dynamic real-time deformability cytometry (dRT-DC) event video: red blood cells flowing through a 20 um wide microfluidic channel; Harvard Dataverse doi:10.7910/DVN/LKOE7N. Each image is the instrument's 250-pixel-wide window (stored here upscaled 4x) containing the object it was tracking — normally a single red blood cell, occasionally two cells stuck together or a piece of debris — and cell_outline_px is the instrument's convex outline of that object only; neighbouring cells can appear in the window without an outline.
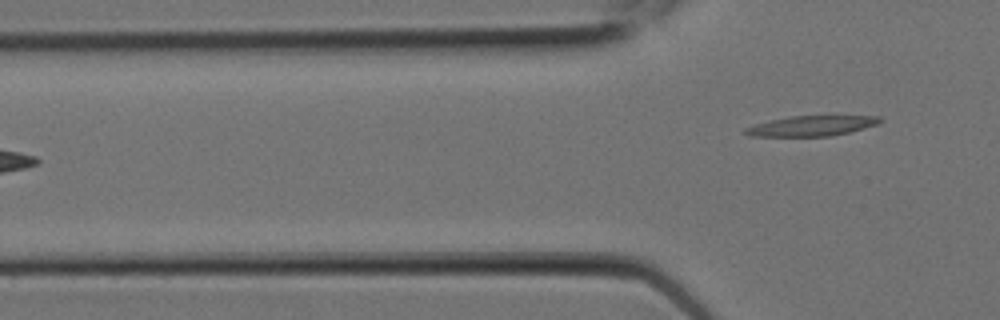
{"species": "Egyptian fruit bat (a non-hibernating species)", "species_latin": "Rousettus aegyptiacus", "temperature_condition": "room temperature", "stored_images_in_passage": 8, "segment_of_instrument_passage": [2, 2], "camera_frame_rate_fps": 3000, "um_per_image_px": 0.085, "animal": {"sex": "female"}, "frame": {"image": 1, "passage_image": 8, "time_ms": 2.333, "image_size_px": [1000, 320], "cell_outline_px": [[884, 120], [876, 124], [864, 128], [832, 136], [748, 136], [740, 132], [744, 128], [756, 124], [772, 120], [792, 116], [880, 116]], "centroid_in_image_um": [68.94, 10.7], "position_along_channel_um": 56.9, "area_um2": 15.78}}